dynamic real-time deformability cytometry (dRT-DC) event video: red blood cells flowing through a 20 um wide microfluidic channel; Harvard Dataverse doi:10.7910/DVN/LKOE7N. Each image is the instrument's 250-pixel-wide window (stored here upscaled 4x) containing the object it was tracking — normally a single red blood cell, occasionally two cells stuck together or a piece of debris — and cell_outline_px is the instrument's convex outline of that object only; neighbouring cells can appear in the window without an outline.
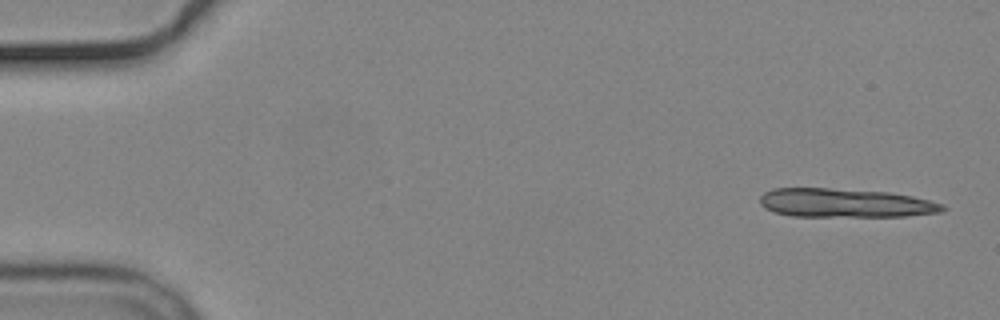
{"species": "common noctule bat (a hibernating species)", "species_latin": "Nyctalus noctula", "temperature_condition": "cold", "stored_images_in_passage": 6, "segment_of_instrument_passage": [1, 2], "camera_frame_rate_fps": 3000, "um_per_image_px": 0.085, "animal": {"sex": "male", "body_mass_g": 19.2, "forearm_length_mm": 51.8}, "frame": {"image": 1, "passage_image": 1, "time_ms": 0.0, "image_size_px": [1000, 320], "cell_outline_px": [[948, 208], [944, 212], [904, 216], [792, 216], [776, 212], [764, 208], [760, 204], [760, 196], [764, 192], [772, 188], [828, 188], [888, 192], [912, 196], [944, 204]], "centroid_in_image_um": [71.85, 17.25], "position_along_channel_um": 13.1, "area_um2": 30.75}}